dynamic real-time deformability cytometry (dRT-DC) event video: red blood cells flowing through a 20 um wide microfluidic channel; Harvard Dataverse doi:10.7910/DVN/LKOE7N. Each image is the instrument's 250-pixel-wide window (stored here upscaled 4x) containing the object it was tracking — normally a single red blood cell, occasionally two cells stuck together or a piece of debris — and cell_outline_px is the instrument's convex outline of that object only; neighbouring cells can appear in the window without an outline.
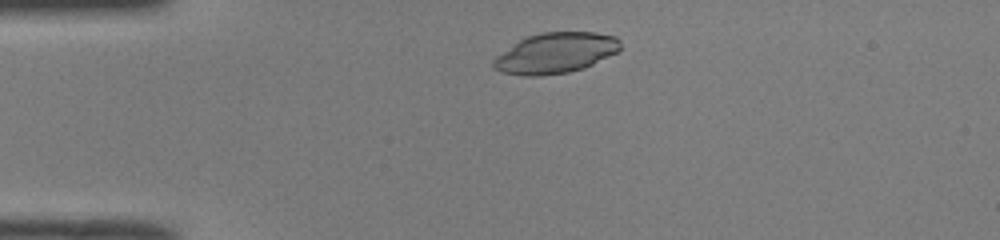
{"species": "common noctule bat (a hibernating species)", "species_latin": "Nyctalus noctula", "temperature_condition": "room temperature", "stored_images_in_passage": 43, "camera_frame_rate_fps": 3000, "um_per_image_px": 0.085, "animal": {"sex": "male", "body_mass_g": 19.0, "forearm_length_mm": 50.8}, "frame": {"image": 1, "passage_image": 4, "time_ms": 1.0, "image_size_px": [1000, 240], "cell_outline_px": [[620, 48], [616, 52], [584, 68], [568, 72], [540, 76], [524, 76], [500, 72], [492, 68], [492, 60], [496, 56], [520, 40], [528, 36], [540, 32], [596, 32], [616, 36], [620, 40]], "centroid_in_image_um": [47.2, 4.51], "position_along_channel_um": 37.8, "area_um2": 29.94}}